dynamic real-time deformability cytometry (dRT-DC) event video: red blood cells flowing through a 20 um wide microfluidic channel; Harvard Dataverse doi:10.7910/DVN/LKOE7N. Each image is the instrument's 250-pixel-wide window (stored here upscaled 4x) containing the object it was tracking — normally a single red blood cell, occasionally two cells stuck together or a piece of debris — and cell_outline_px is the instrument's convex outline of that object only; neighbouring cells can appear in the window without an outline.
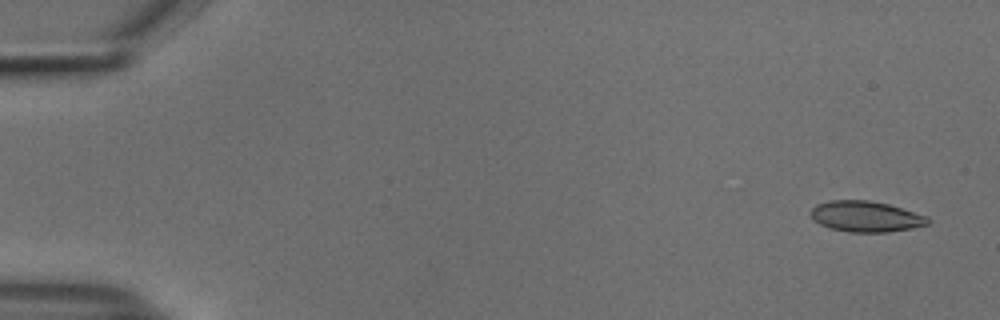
{"species": "common noctule bat (a hibernating species)", "species_latin": "Nyctalus noctula", "temperature_condition": "cold", "stored_images_in_passage": 52, "camera_frame_rate_fps": 3000, "um_per_image_px": 0.085, "animal": {"sex": "male", "body_mass_g": 18.8}, "frame": {"image": 1, "passage_image": 1, "time_ms": 0.0, "image_size_px": [1000, 320], "cell_outline_px": [[932, 220], [928, 224], [912, 228], [888, 232], [848, 232], [828, 228], [812, 220], [808, 212], [816, 204], [828, 200], [868, 200], [888, 204], [928, 216]], "centroid_in_image_um": [73.56, 18.4], "position_along_channel_um": 11.4, "area_um2": 21.33}}
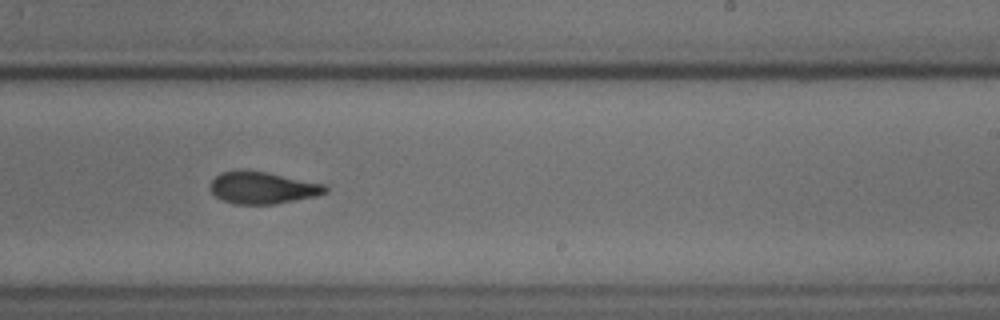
{"frame": {"image": 2, "passage_image": 32, "time_ms": 10.333, "image_size_px": [1000, 320], "cell_outline_px": [[328, 192], [316, 196], [272, 204], [236, 204], [224, 200], [216, 196], [208, 188], [212, 180], [220, 172], [248, 168], [328, 184]], "centroid_in_image_um": [22.34, 15.92], "position_along_channel_um": 266.7, "area_um2": 21.91}}
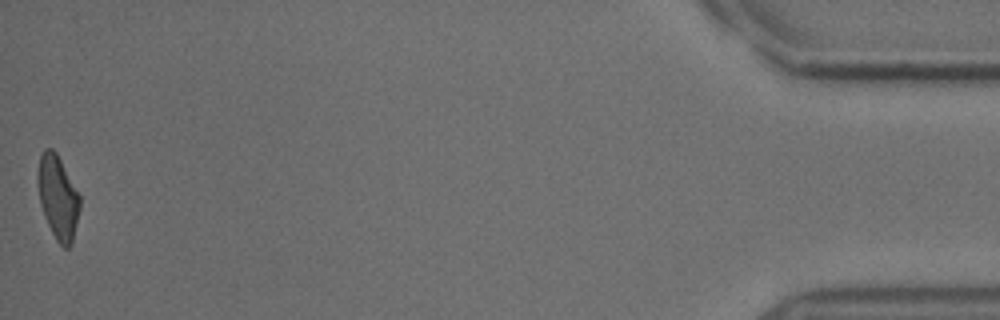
{"frame": {"image": 3, "passage_image": 52, "time_ms": 17.0, "image_size_px": [1000, 320], "cell_outline_px": [[80, 208], [72, 244], [68, 248], [64, 248], [56, 240], [44, 216], [40, 204], [36, 180], [36, 176], [40, 156], [44, 148], [52, 148], [56, 152], [80, 196]], "centroid_in_image_um": [4.9, 16.77], "position_along_channel_um": 430.3, "area_um2": 20.58}, "authors_computed_cell_mechanics": {"area_um2": 21.5594, "velocity_mm_per_s": 3.7877, "shape_relaxation_time_tau1_ms": 6.578, "shape_relaxation_time_tau2_ms": 3.5388, "deformation_change_tau1": 0.1613, "deformation_change_tau2": 0.0769}}